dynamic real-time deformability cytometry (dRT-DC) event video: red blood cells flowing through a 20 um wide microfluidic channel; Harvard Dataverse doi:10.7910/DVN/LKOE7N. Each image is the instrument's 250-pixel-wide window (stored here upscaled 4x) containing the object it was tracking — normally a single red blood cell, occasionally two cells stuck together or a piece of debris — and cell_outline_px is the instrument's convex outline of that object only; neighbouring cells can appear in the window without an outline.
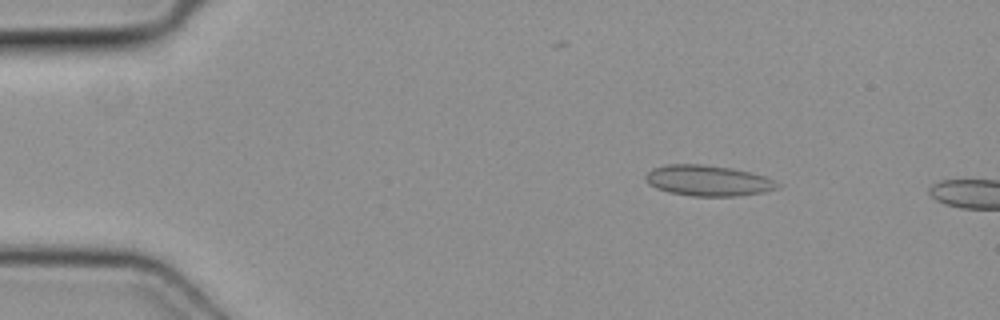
{"species": "common noctule bat (a hibernating species)", "species_latin": "Nyctalus noctula", "temperature_condition": "cold", "stored_images_in_passage": 10, "camera_frame_rate_fps": 3000, "um_per_image_px": 0.085, "animal": {"sex": "female", "body_mass_g": 19.3, "forearm_length_mm": 54.1}, "frame": {"image": 1, "passage_image": 7, "time_ms": 2.0, "image_size_px": [1000, 320], "cell_outline_px": [[780, 188], [764, 192], [736, 196], [692, 196], [668, 192], [656, 188], [648, 184], [644, 180], [644, 176], [652, 168], [664, 164], [700, 164], [732, 168], [764, 176], [780, 184]], "centroid_in_image_um": [60.13, 15.35], "position_along_channel_um": 24.9, "area_um2": 23.7}}